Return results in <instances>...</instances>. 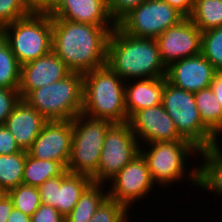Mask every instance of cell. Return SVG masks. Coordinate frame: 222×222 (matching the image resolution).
Masks as SVG:
<instances>
[{"label":"cell","mask_w":222,"mask_h":222,"mask_svg":"<svg viewBox=\"0 0 222 222\" xmlns=\"http://www.w3.org/2000/svg\"><path fill=\"white\" fill-rule=\"evenodd\" d=\"M115 26L52 19V51L71 72L87 73L107 63V43Z\"/></svg>","instance_id":"1"},{"label":"cell","mask_w":222,"mask_h":222,"mask_svg":"<svg viewBox=\"0 0 222 222\" xmlns=\"http://www.w3.org/2000/svg\"><path fill=\"white\" fill-rule=\"evenodd\" d=\"M106 64L121 79L130 83L133 79L167 75V68L161 60L156 39L130 36L117 25L108 38Z\"/></svg>","instance_id":"2"},{"label":"cell","mask_w":222,"mask_h":222,"mask_svg":"<svg viewBox=\"0 0 222 222\" xmlns=\"http://www.w3.org/2000/svg\"><path fill=\"white\" fill-rule=\"evenodd\" d=\"M82 113L112 123L128 122L125 81L107 64L83 74Z\"/></svg>","instance_id":"3"},{"label":"cell","mask_w":222,"mask_h":222,"mask_svg":"<svg viewBox=\"0 0 222 222\" xmlns=\"http://www.w3.org/2000/svg\"><path fill=\"white\" fill-rule=\"evenodd\" d=\"M23 100L48 121L73 120L83 109V74L71 72L60 81L31 90Z\"/></svg>","instance_id":"4"},{"label":"cell","mask_w":222,"mask_h":222,"mask_svg":"<svg viewBox=\"0 0 222 222\" xmlns=\"http://www.w3.org/2000/svg\"><path fill=\"white\" fill-rule=\"evenodd\" d=\"M148 145L149 148L140 149V153L147 161L152 181L155 184L164 185L163 187L166 188L167 185L177 183L184 178L194 184L193 186H198V168H192V171L189 169V174L185 170L187 158L194 153L199 154V149L191 142H153Z\"/></svg>","instance_id":"5"},{"label":"cell","mask_w":222,"mask_h":222,"mask_svg":"<svg viewBox=\"0 0 222 222\" xmlns=\"http://www.w3.org/2000/svg\"><path fill=\"white\" fill-rule=\"evenodd\" d=\"M0 32L21 65L52 51L51 15L30 13L4 26Z\"/></svg>","instance_id":"6"},{"label":"cell","mask_w":222,"mask_h":222,"mask_svg":"<svg viewBox=\"0 0 222 222\" xmlns=\"http://www.w3.org/2000/svg\"><path fill=\"white\" fill-rule=\"evenodd\" d=\"M162 106L175 123L179 135L199 150L220 140L203 124L196 107L194 93L173 86L166 77H164Z\"/></svg>","instance_id":"7"},{"label":"cell","mask_w":222,"mask_h":222,"mask_svg":"<svg viewBox=\"0 0 222 222\" xmlns=\"http://www.w3.org/2000/svg\"><path fill=\"white\" fill-rule=\"evenodd\" d=\"M113 124L83 113L72 120L73 135L67 171L90 177L97 171L105 135Z\"/></svg>","instance_id":"8"},{"label":"cell","mask_w":222,"mask_h":222,"mask_svg":"<svg viewBox=\"0 0 222 222\" xmlns=\"http://www.w3.org/2000/svg\"><path fill=\"white\" fill-rule=\"evenodd\" d=\"M138 142L128 122L114 123L105 135L98 169L91 176L92 182L103 185L110 183L121 169L140 154L142 143Z\"/></svg>","instance_id":"9"},{"label":"cell","mask_w":222,"mask_h":222,"mask_svg":"<svg viewBox=\"0 0 222 222\" xmlns=\"http://www.w3.org/2000/svg\"><path fill=\"white\" fill-rule=\"evenodd\" d=\"M185 17L163 0H145L116 25L133 37L153 38L180 23Z\"/></svg>","instance_id":"10"},{"label":"cell","mask_w":222,"mask_h":222,"mask_svg":"<svg viewBox=\"0 0 222 222\" xmlns=\"http://www.w3.org/2000/svg\"><path fill=\"white\" fill-rule=\"evenodd\" d=\"M111 182L108 197L123 204L128 210L137 200L148 196L155 187L147 161L141 153L121 169Z\"/></svg>","instance_id":"11"},{"label":"cell","mask_w":222,"mask_h":222,"mask_svg":"<svg viewBox=\"0 0 222 222\" xmlns=\"http://www.w3.org/2000/svg\"><path fill=\"white\" fill-rule=\"evenodd\" d=\"M202 31L185 18L156 38L163 64L169 67L183 58L201 54Z\"/></svg>","instance_id":"12"},{"label":"cell","mask_w":222,"mask_h":222,"mask_svg":"<svg viewBox=\"0 0 222 222\" xmlns=\"http://www.w3.org/2000/svg\"><path fill=\"white\" fill-rule=\"evenodd\" d=\"M72 120L47 121L27 154L40 160L62 163L66 168L71 153Z\"/></svg>","instance_id":"13"},{"label":"cell","mask_w":222,"mask_h":222,"mask_svg":"<svg viewBox=\"0 0 222 222\" xmlns=\"http://www.w3.org/2000/svg\"><path fill=\"white\" fill-rule=\"evenodd\" d=\"M91 183L92 179L88 175L66 171L61 176L46 180L38 187L41 202L56 208L65 218Z\"/></svg>","instance_id":"14"},{"label":"cell","mask_w":222,"mask_h":222,"mask_svg":"<svg viewBox=\"0 0 222 222\" xmlns=\"http://www.w3.org/2000/svg\"><path fill=\"white\" fill-rule=\"evenodd\" d=\"M139 141L145 143L188 141L183 139L162 104L135 112L128 120Z\"/></svg>","instance_id":"15"},{"label":"cell","mask_w":222,"mask_h":222,"mask_svg":"<svg viewBox=\"0 0 222 222\" xmlns=\"http://www.w3.org/2000/svg\"><path fill=\"white\" fill-rule=\"evenodd\" d=\"M217 70L202 54L183 58L167 67V81L187 92L196 93L210 87Z\"/></svg>","instance_id":"16"},{"label":"cell","mask_w":222,"mask_h":222,"mask_svg":"<svg viewBox=\"0 0 222 222\" xmlns=\"http://www.w3.org/2000/svg\"><path fill=\"white\" fill-rule=\"evenodd\" d=\"M71 71L53 52L21 65L18 91L23 99L31 90L50 85L68 76Z\"/></svg>","instance_id":"17"},{"label":"cell","mask_w":222,"mask_h":222,"mask_svg":"<svg viewBox=\"0 0 222 222\" xmlns=\"http://www.w3.org/2000/svg\"><path fill=\"white\" fill-rule=\"evenodd\" d=\"M47 121L40 112L21 99L4 125L12 133L19 147L27 151Z\"/></svg>","instance_id":"18"},{"label":"cell","mask_w":222,"mask_h":222,"mask_svg":"<svg viewBox=\"0 0 222 222\" xmlns=\"http://www.w3.org/2000/svg\"><path fill=\"white\" fill-rule=\"evenodd\" d=\"M51 17L97 26H116L110 17L107 0H63Z\"/></svg>","instance_id":"19"},{"label":"cell","mask_w":222,"mask_h":222,"mask_svg":"<svg viewBox=\"0 0 222 222\" xmlns=\"http://www.w3.org/2000/svg\"><path fill=\"white\" fill-rule=\"evenodd\" d=\"M164 77L125 82V107L128 119L137 111L162 104Z\"/></svg>","instance_id":"20"},{"label":"cell","mask_w":222,"mask_h":222,"mask_svg":"<svg viewBox=\"0 0 222 222\" xmlns=\"http://www.w3.org/2000/svg\"><path fill=\"white\" fill-rule=\"evenodd\" d=\"M219 144V146H218ZM202 164L198 168L197 188L213 191L222 197V150L216 141L207 148L199 150Z\"/></svg>","instance_id":"21"},{"label":"cell","mask_w":222,"mask_h":222,"mask_svg":"<svg viewBox=\"0 0 222 222\" xmlns=\"http://www.w3.org/2000/svg\"><path fill=\"white\" fill-rule=\"evenodd\" d=\"M203 124L217 137L222 136V106L210 87L194 93Z\"/></svg>","instance_id":"22"},{"label":"cell","mask_w":222,"mask_h":222,"mask_svg":"<svg viewBox=\"0 0 222 222\" xmlns=\"http://www.w3.org/2000/svg\"><path fill=\"white\" fill-rule=\"evenodd\" d=\"M66 171L67 168L62 163L52 160H40L29 156L26 151L22 183L38 188L46 180L61 176Z\"/></svg>","instance_id":"23"},{"label":"cell","mask_w":222,"mask_h":222,"mask_svg":"<svg viewBox=\"0 0 222 222\" xmlns=\"http://www.w3.org/2000/svg\"><path fill=\"white\" fill-rule=\"evenodd\" d=\"M103 186L92 182L81 194L73 210L65 217V222H88L108 197V192L102 188Z\"/></svg>","instance_id":"24"},{"label":"cell","mask_w":222,"mask_h":222,"mask_svg":"<svg viewBox=\"0 0 222 222\" xmlns=\"http://www.w3.org/2000/svg\"><path fill=\"white\" fill-rule=\"evenodd\" d=\"M189 19L202 32L222 27V0H194Z\"/></svg>","instance_id":"25"},{"label":"cell","mask_w":222,"mask_h":222,"mask_svg":"<svg viewBox=\"0 0 222 222\" xmlns=\"http://www.w3.org/2000/svg\"><path fill=\"white\" fill-rule=\"evenodd\" d=\"M26 151L0 155V187L5 193L22 184Z\"/></svg>","instance_id":"26"},{"label":"cell","mask_w":222,"mask_h":222,"mask_svg":"<svg viewBox=\"0 0 222 222\" xmlns=\"http://www.w3.org/2000/svg\"><path fill=\"white\" fill-rule=\"evenodd\" d=\"M21 64L10 49L8 40L0 32V87L18 89Z\"/></svg>","instance_id":"27"},{"label":"cell","mask_w":222,"mask_h":222,"mask_svg":"<svg viewBox=\"0 0 222 222\" xmlns=\"http://www.w3.org/2000/svg\"><path fill=\"white\" fill-rule=\"evenodd\" d=\"M7 194L12 199L14 208L30 217L42 203L39 188L31 185L22 183Z\"/></svg>","instance_id":"28"},{"label":"cell","mask_w":222,"mask_h":222,"mask_svg":"<svg viewBox=\"0 0 222 222\" xmlns=\"http://www.w3.org/2000/svg\"><path fill=\"white\" fill-rule=\"evenodd\" d=\"M201 54L217 71H222V27L202 32Z\"/></svg>","instance_id":"29"},{"label":"cell","mask_w":222,"mask_h":222,"mask_svg":"<svg viewBox=\"0 0 222 222\" xmlns=\"http://www.w3.org/2000/svg\"><path fill=\"white\" fill-rule=\"evenodd\" d=\"M128 209L116 200L107 197L88 222H124Z\"/></svg>","instance_id":"30"},{"label":"cell","mask_w":222,"mask_h":222,"mask_svg":"<svg viewBox=\"0 0 222 222\" xmlns=\"http://www.w3.org/2000/svg\"><path fill=\"white\" fill-rule=\"evenodd\" d=\"M31 13L23 0H0V30Z\"/></svg>","instance_id":"31"},{"label":"cell","mask_w":222,"mask_h":222,"mask_svg":"<svg viewBox=\"0 0 222 222\" xmlns=\"http://www.w3.org/2000/svg\"><path fill=\"white\" fill-rule=\"evenodd\" d=\"M21 100L18 89L0 87V124H4L14 107Z\"/></svg>","instance_id":"32"},{"label":"cell","mask_w":222,"mask_h":222,"mask_svg":"<svg viewBox=\"0 0 222 222\" xmlns=\"http://www.w3.org/2000/svg\"><path fill=\"white\" fill-rule=\"evenodd\" d=\"M145 0H107L108 11L111 19L117 24L132 9Z\"/></svg>","instance_id":"33"},{"label":"cell","mask_w":222,"mask_h":222,"mask_svg":"<svg viewBox=\"0 0 222 222\" xmlns=\"http://www.w3.org/2000/svg\"><path fill=\"white\" fill-rule=\"evenodd\" d=\"M31 222H65V218L56 208L41 203L31 216Z\"/></svg>","instance_id":"34"},{"label":"cell","mask_w":222,"mask_h":222,"mask_svg":"<svg viewBox=\"0 0 222 222\" xmlns=\"http://www.w3.org/2000/svg\"><path fill=\"white\" fill-rule=\"evenodd\" d=\"M23 151L15 141L12 133L4 124H0V155L15 154Z\"/></svg>","instance_id":"35"},{"label":"cell","mask_w":222,"mask_h":222,"mask_svg":"<svg viewBox=\"0 0 222 222\" xmlns=\"http://www.w3.org/2000/svg\"><path fill=\"white\" fill-rule=\"evenodd\" d=\"M63 0H36L29 8L31 13L51 15Z\"/></svg>","instance_id":"36"},{"label":"cell","mask_w":222,"mask_h":222,"mask_svg":"<svg viewBox=\"0 0 222 222\" xmlns=\"http://www.w3.org/2000/svg\"><path fill=\"white\" fill-rule=\"evenodd\" d=\"M181 13L185 18H189L193 10L194 0H163Z\"/></svg>","instance_id":"37"},{"label":"cell","mask_w":222,"mask_h":222,"mask_svg":"<svg viewBox=\"0 0 222 222\" xmlns=\"http://www.w3.org/2000/svg\"><path fill=\"white\" fill-rule=\"evenodd\" d=\"M13 208L14 206L10 196L7 193L2 195L0 197V222H7Z\"/></svg>","instance_id":"38"},{"label":"cell","mask_w":222,"mask_h":222,"mask_svg":"<svg viewBox=\"0 0 222 222\" xmlns=\"http://www.w3.org/2000/svg\"><path fill=\"white\" fill-rule=\"evenodd\" d=\"M210 88L218 100V103L222 106V71H217L210 84Z\"/></svg>","instance_id":"39"},{"label":"cell","mask_w":222,"mask_h":222,"mask_svg":"<svg viewBox=\"0 0 222 222\" xmlns=\"http://www.w3.org/2000/svg\"><path fill=\"white\" fill-rule=\"evenodd\" d=\"M7 222H31V217L20 210L13 208Z\"/></svg>","instance_id":"40"},{"label":"cell","mask_w":222,"mask_h":222,"mask_svg":"<svg viewBox=\"0 0 222 222\" xmlns=\"http://www.w3.org/2000/svg\"><path fill=\"white\" fill-rule=\"evenodd\" d=\"M23 1L28 7H30L36 0H23Z\"/></svg>","instance_id":"41"},{"label":"cell","mask_w":222,"mask_h":222,"mask_svg":"<svg viewBox=\"0 0 222 222\" xmlns=\"http://www.w3.org/2000/svg\"><path fill=\"white\" fill-rule=\"evenodd\" d=\"M5 194V192L2 190V188L0 187V197L2 196V195H4Z\"/></svg>","instance_id":"42"}]
</instances>
